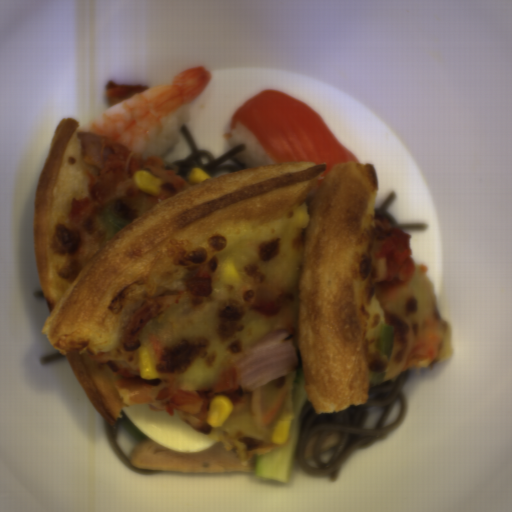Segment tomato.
Wrapping results in <instances>:
<instances>
[{"label":"tomato","instance_id":"1","mask_svg":"<svg viewBox=\"0 0 512 512\" xmlns=\"http://www.w3.org/2000/svg\"><path fill=\"white\" fill-rule=\"evenodd\" d=\"M106 100L111 107L149 89L148 85L119 84L115 80H109L105 84Z\"/></svg>","mask_w":512,"mask_h":512}]
</instances>
